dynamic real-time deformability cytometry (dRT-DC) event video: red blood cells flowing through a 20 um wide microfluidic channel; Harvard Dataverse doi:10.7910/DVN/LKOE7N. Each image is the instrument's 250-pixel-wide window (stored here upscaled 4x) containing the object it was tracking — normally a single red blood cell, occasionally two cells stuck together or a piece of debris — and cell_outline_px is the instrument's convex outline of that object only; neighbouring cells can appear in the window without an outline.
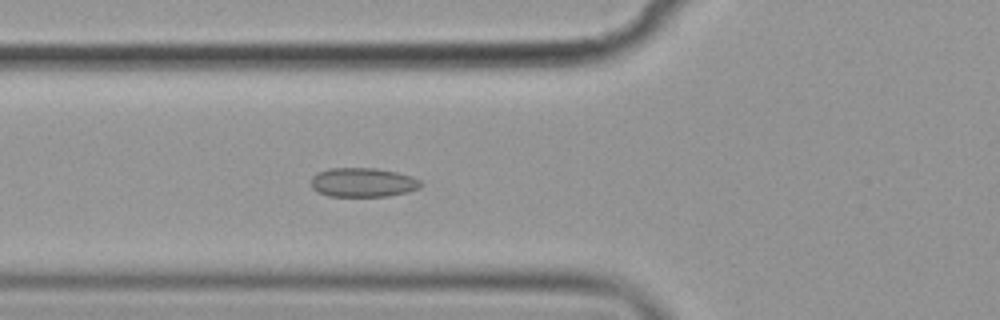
{"species": "common noctule bat (a hibernating species)", "species_latin": "Nyctalus noctula", "temperature_condition": "cold", "stored_images_in_passage": 43, "camera_frame_rate_fps": 3000, "um_per_image_px": 0.085, "animal": {"sex": "female", "body_mass_g": 19.9}, "frame": {"image": 1, "passage_image": 9, "time_ms": 2.667, "image_size_px": [1000, 320], "cell_outline_px": [[424, 184], [420, 188], [408, 192], [388, 196], [328, 196], [316, 192], [312, 188], [312, 176], [316, 172], [328, 168], [376, 168], [396, 172], [412, 176], [420, 180]], "centroid_in_image_um": [30.85, 15.5], "position_along_channel_um": 95.0, "area_um2": 18.9}}
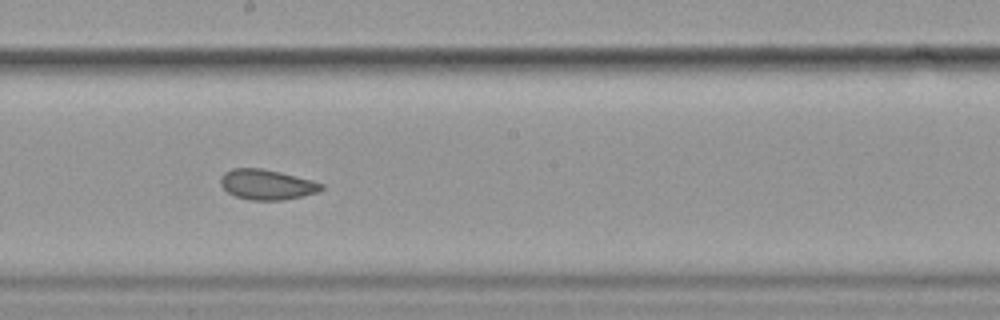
{"frame": {"image": 2, "passage_image": 20, "time_ms": 6.333, "image_size_px": [1000, 320], "cell_outline_px": [[324, 188], [320, 192], [284, 200], [248, 200], [236, 196], [228, 192], [220, 184], [220, 176], [224, 172], [232, 168], [260, 168], [280, 172], [312, 180], [324, 184]], "centroid_in_image_um": [22.69, 15.69], "position_along_channel_um": 225.5, "area_um2": 17.86}}
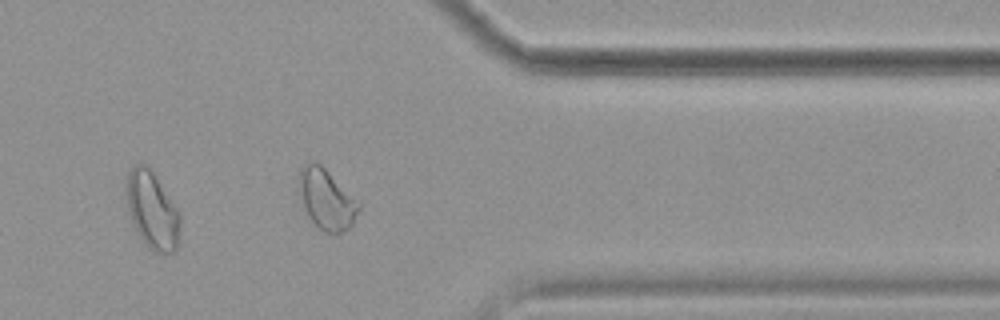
{"frame": {"image": 3, "passage_image": 34, "time_ms": 11.0, "image_size_px": [1000, 320], "cell_outline_px": [[180, 232], [176, 252], [156, 252], [148, 248], [144, 244], [128, 212], [124, 196], [124, 188], [128, 172], [136, 164], [148, 164], [180, 212]], "centroid_in_image_um": [12.92, 17.84], "position_along_channel_um": 398.5, "area_um2": 24.62}, "authors_computed_cell_mechanics": {"area_um2": 18.8428, "velocity_mm_per_s": 3.5626, "shape_relaxation_time_tau1_ms": null, "shape_relaxation_time_tau2_ms": 1.9237, "deformation_change_tau1": null, "deformation_change_tau2": 0.0477}}